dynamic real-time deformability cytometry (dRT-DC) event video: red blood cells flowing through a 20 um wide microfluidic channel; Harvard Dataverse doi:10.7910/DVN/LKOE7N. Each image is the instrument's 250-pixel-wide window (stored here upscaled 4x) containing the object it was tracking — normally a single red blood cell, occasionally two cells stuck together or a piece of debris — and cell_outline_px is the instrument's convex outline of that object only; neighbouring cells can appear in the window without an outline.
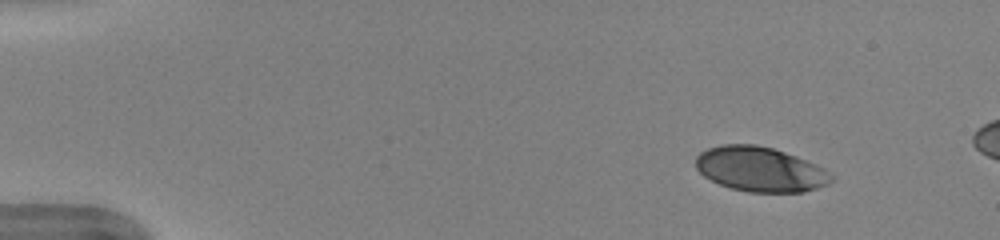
{"species": "human", "species_latin": "Homo sapiens", "temperature_condition": "warm", "stored_images_in_passage": 15, "camera_frame_rate_fps": 3000, "um_per_image_px": 0.085, "donor": {"sex": "female"}, "frame": {"image": 1, "passage_image": 5, "time_ms": 1.333, "image_size_px": [1000, 240], "cell_outline_px": [[836, 176], [828, 184], [804, 192], [748, 192], [728, 188], [704, 176], [696, 168], [696, 156], [700, 152], [708, 148], [720, 144], [756, 144], [772, 148], [796, 156], [824, 168]], "centroid_in_image_um": [64.62, 14.39], "position_along_channel_um": 20.4, "area_um2": 35.49}}